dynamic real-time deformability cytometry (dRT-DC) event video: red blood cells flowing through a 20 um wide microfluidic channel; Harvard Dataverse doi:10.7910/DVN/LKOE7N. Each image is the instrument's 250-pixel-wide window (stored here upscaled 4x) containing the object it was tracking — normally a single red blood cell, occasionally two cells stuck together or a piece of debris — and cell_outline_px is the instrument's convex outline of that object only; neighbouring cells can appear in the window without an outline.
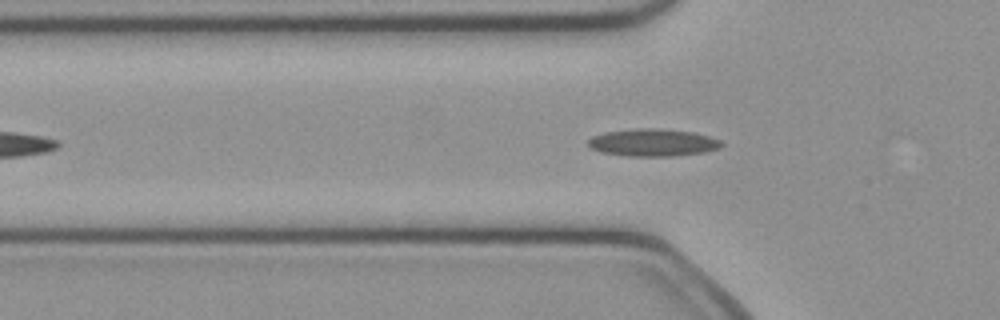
{"species": "common noctule bat (a hibernating species)", "species_latin": "Nyctalus noctula", "temperature_condition": "cold", "stored_images_in_passage": 41, "camera_frame_rate_fps": 3000, "um_per_image_px": 0.085, "animal": {"sex": "female", "body_mass_g": 21.9}, "frame": {"image": 1, "passage_image": 10, "time_ms": 3.0, "image_size_px": [1000, 320], "cell_outline_px": [[724, 144], [720, 148], [704, 152], [672, 156], [628, 156], [600, 152], [588, 148], [588, 140], [592, 136], [604, 132], [636, 128], [656, 128], [692, 132], [708, 136], [720, 140]], "centroid_in_image_um": [55.46, 12.12], "position_along_channel_um": 70.3, "area_um2": 21.39}}
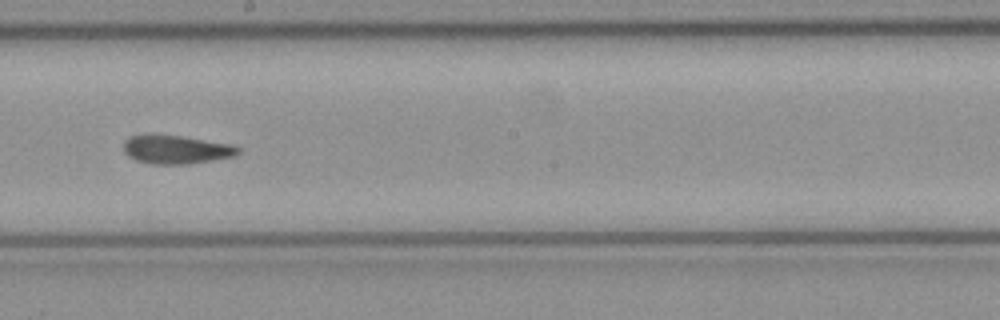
{"frame": {"image": 2, "passage_image": 22, "time_ms": 7.0, "image_size_px": [1000, 320], "cell_outline_px": [[240, 152], [236, 156], [188, 164], [152, 164], [136, 160], [128, 156], [124, 152], [124, 140], [128, 136], [180, 136], [232, 144], [240, 148]], "centroid_in_image_um": [15.0, 12.73], "position_along_channel_um": 233.2, "area_um2": 18.79}}
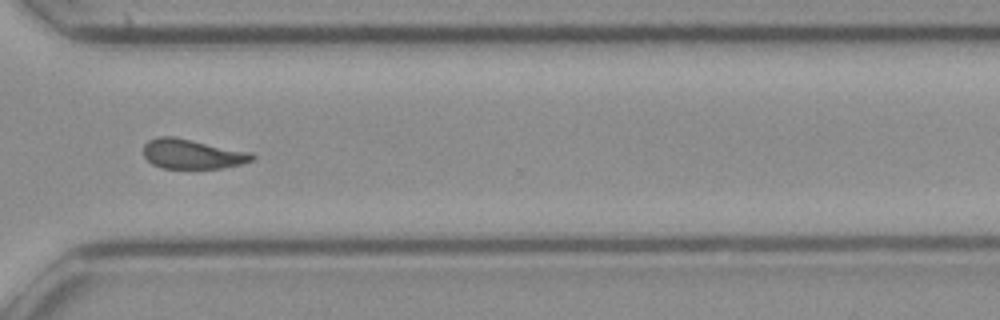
{"frame": {"image": 3, "passage_image": 31, "time_ms": 10.0, "image_size_px": [1000, 320], "cell_outline_px": [[256, 156], [252, 160], [240, 164], [224, 168], [160, 168], [152, 164], [144, 156], [144, 144], [148, 140], [156, 136], [172, 136], [252, 152]], "centroid_in_image_um": [16.33, 13.08], "position_along_channel_um": 354.3, "area_um2": 18.84}, "authors_computed_cell_mechanics": {"area_um2": 19.1318, "velocity_mm_per_s": 4.0403, "shape_relaxation_time_tau1_ms": 5.4009, "shape_relaxation_time_tau2_ms": 1.8859, "deformation_change_tau1": 0.1441, "deformation_change_tau2": 0.0748}}